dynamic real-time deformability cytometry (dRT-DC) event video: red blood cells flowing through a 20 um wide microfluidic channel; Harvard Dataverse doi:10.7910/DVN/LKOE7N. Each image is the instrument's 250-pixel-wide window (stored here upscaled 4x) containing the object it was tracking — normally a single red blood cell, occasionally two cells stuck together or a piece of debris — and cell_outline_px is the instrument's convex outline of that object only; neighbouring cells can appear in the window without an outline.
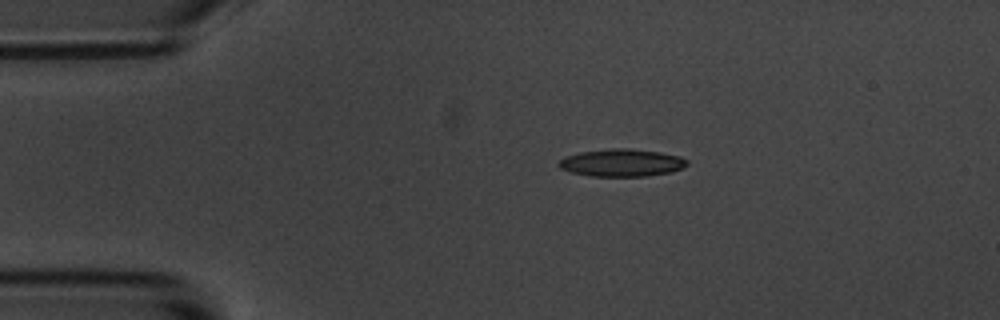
{"species": "common noctule bat (a hibernating species)", "species_latin": "Nyctalus noctula", "temperature_condition": "room temperature", "stored_images_in_passage": 4, "camera_frame_rate_fps": 3000, "um_per_image_px": 0.085, "animal": {"sex": "male", "body_mass_g": 20.1, "forearm_length_mm": 53.5}, "frame": {"image": 1, "passage_image": 3, "time_ms": 3.0, "image_size_px": [1000, 320], "cell_outline_px": [[688, 164], [672, 172], [644, 176], [588, 176], [572, 172], [560, 168], [556, 164], [564, 156], [580, 152], [612, 148], [628, 148], [660, 152], [680, 156], [688, 160]], "centroid_in_image_um": [52.82, 13.83], "position_along_channel_um": 32.2, "area_um2": 20.58}}